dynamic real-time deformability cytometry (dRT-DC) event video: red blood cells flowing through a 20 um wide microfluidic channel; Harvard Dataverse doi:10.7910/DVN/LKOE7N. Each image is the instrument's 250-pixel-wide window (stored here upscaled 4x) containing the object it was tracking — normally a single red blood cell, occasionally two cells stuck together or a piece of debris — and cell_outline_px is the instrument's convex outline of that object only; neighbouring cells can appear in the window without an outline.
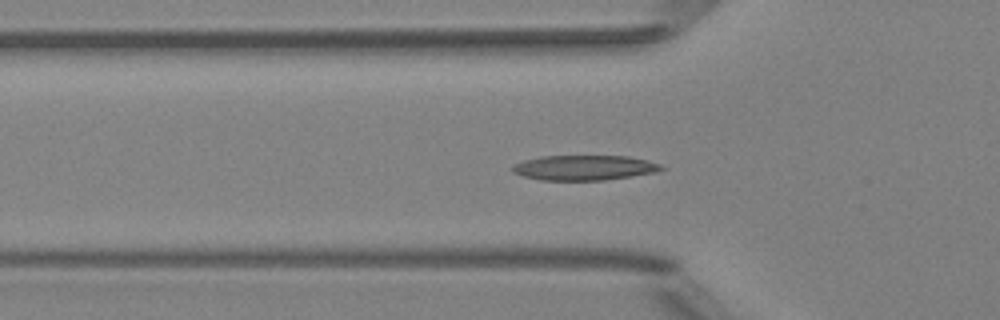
{"species": "Egyptian fruit bat (a non-hibernating species)", "species_latin": "Rousettus aegyptiacus", "temperature_condition": "room temperature", "stored_images_in_passage": 52, "camera_frame_rate_fps": 3000, "um_per_image_px": 0.085, "animal": {"sex": "female"}, "frame": {"image": 1, "passage_image": 17, "time_ms": 5.333, "image_size_px": [1000, 320], "cell_outline_px": [[668, 168], [656, 172], [632, 176], [604, 180], [540, 180], [524, 176], [512, 172], [512, 164], [524, 160], [540, 156], [628, 156], [648, 160], [660, 164]], "centroid_in_image_um": [49.68, 14.25], "position_along_channel_um": 76.1, "area_um2": 21.85}}
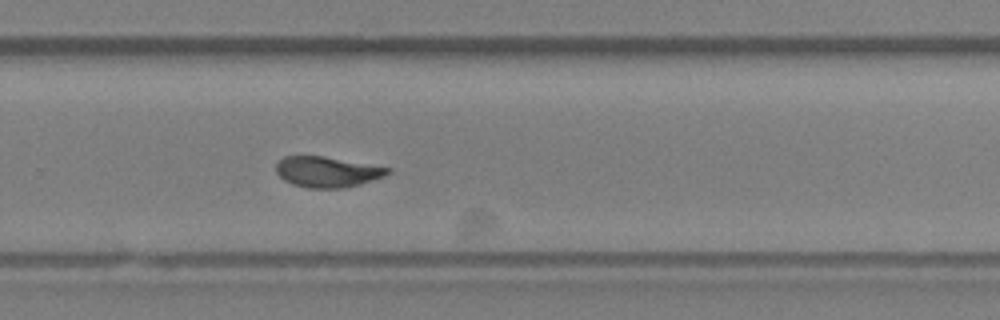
{"frame": {"image": 2, "passage_image": 34, "time_ms": 11.0, "image_size_px": [1000, 320], "cell_outline_px": [[392, 172], [384, 176], [360, 184], [344, 188], [308, 188], [292, 184], [284, 180], [276, 172], [276, 164], [284, 156], [324, 156], [392, 168]], "centroid_in_image_um": [27.82, 14.61], "position_along_channel_um": 302.0, "area_um2": 19.94}}
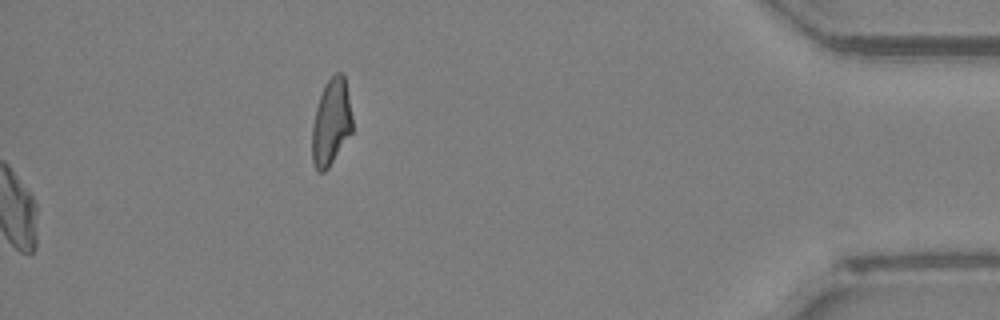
{"frame": {"image": 3, "passage_image": 52, "time_ms": 17.0, "image_size_px": [1000, 320], "cell_outline_px": [[352, 132], [328, 168], [324, 172], [316, 172], [312, 164], [312, 124], [316, 108], [324, 84], [336, 72], [340, 72], [344, 76], [352, 116]], "centroid_in_image_um": [28.13, 10.43], "position_along_channel_um": 407.1, "area_um2": 20.29}, "authors_computed_cell_mechanics": {"area_um2": 20.808, "velocity_mm_per_s": 4.0072, "shape_relaxation_time_tau1_ms": 4.1763, "shape_relaxation_time_tau2_ms": 1.6258, "deformation_change_tau1": 0.1779, "deformation_change_tau2": 0.0833}}